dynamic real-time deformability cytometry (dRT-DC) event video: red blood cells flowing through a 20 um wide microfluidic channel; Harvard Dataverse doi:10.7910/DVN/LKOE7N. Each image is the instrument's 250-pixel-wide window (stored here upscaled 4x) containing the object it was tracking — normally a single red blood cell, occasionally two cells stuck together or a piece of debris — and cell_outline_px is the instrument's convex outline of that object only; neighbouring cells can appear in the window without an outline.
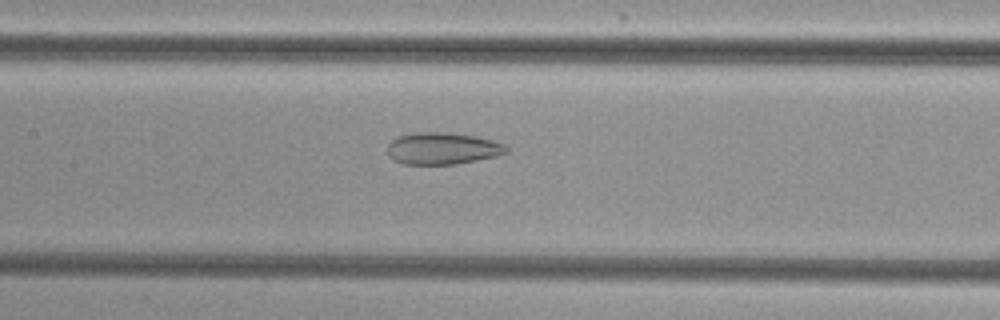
{"species": "common noctule bat (a hibernating species)", "species_latin": "Nyctalus noctula", "temperature_condition": "cold", "stored_images_in_passage": 50, "camera_frame_rate_fps": 3000, "um_per_image_px": 0.085, "animal": {"sex": "female", "body_mass_g": 29.2, "forearm_length_mm": 56.3}, "frame": {"image": 1, "passage_image": 22, "time_ms": 7.0, "image_size_px": [1000, 320], "cell_outline_px": [[508, 152], [496, 156], [456, 164], [400, 164], [392, 160], [388, 156], [388, 144], [392, 140], [400, 136], [416, 132], [444, 132], [476, 136], [492, 140], [504, 144], [508, 148]], "centroid_in_image_um": [37.59, 12.62], "position_along_channel_um": 169.8, "area_um2": 22.14}}
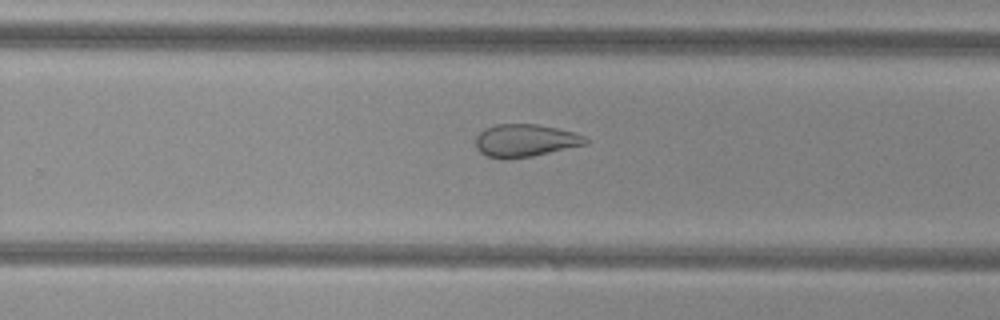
{"frame": {"image": 2, "passage_image": 31, "time_ms": 10.0, "image_size_px": [1000, 320], "cell_outline_px": [[588, 144], [532, 156], [508, 160], [500, 160], [488, 156], [480, 152], [476, 148], [476, 136], [484, 128], [496, 124], [536, 124], [576, 132], [584, 136], [588, 140]], "centroid_in_image_um": [44.63, 11.95], "position_along_channel_um": 285.2, "area_um2": 21.15}}
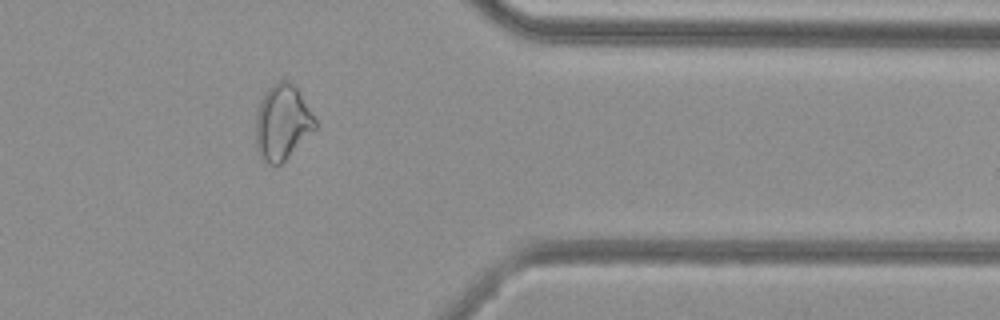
{"frame": {"image": 3, "passage_image": 40, "time_ms": 13.0, "image_size_px": [1000, 320], "cell_outline_px": [[316, 128], [276, 168], [260, 160], [256, 148], [256, 112], [260, 100], [268, 88], [272, 84], [280, 80], [288, 80], [296, 88], [316, 120]], "centroid_in_image_um": [23.95, 10.43], "position_along_channel_um": 387.5, "area_um2": 25.95}, "authors_computed_cell_mechanics": {"area_um2": 26.7325, "velocity_mm_per_s": 3.857, "shape_relaxation_time_tau1_ms": null, "shape_relaxation_time_tau2_ms": 2.9845, "deformation_change_tau1": null, "deformation_change_tau2": 0.1083}}